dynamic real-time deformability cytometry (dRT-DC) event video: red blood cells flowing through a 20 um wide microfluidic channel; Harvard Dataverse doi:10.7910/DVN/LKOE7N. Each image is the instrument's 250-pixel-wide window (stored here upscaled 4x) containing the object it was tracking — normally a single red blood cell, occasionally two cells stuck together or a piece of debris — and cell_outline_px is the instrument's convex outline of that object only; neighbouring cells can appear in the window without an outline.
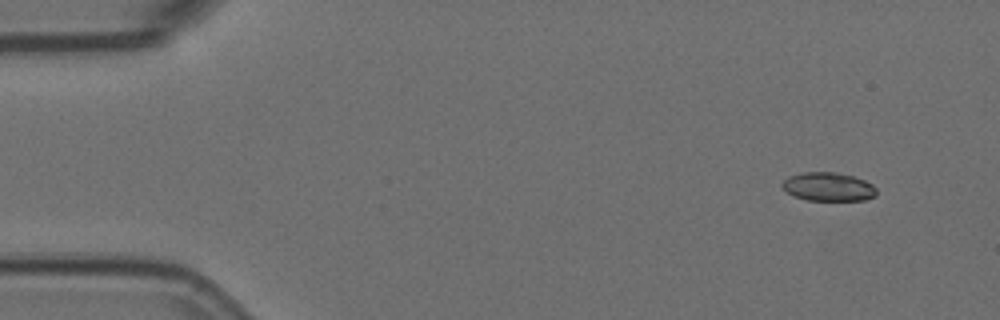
{"species": "Egyptian fruit bat (a non-hibernating species)", "species_latin": "Rousettus aegyptiacus", "temperature_condition": "room temperature", "stored_images_in_passage": 5, "camera_frame_rate_fps": 3000, "um_per_image_px": 0.085, "animal": {"sex": "female"}, "frame": {"image": 1, "passage_image": 1, "time_ms": 0.0, "image_size_px": [1000, 320], "cell_outline_px": [[876, 196], [868, 200], [808, 200], [792, 196], [780, 184], [788, 176], [804, 172], [836, 172], [852, 176], [864, 180], [872, 184], [876, 188]], "centroid_in_image_um": [70.41, 15.88], "position_along_channel_um": 14.6, "area_um2": 15.78}}
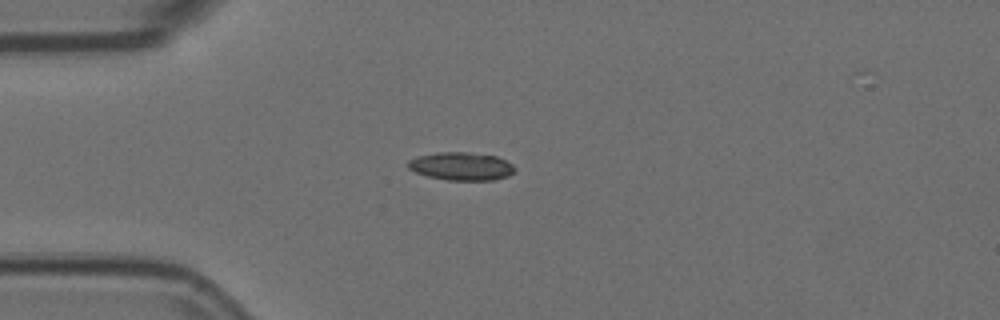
{"frame": {"image": 2, "passage_image": 3, "time_ms": 0.667, "image_size_px": [1000, 320], "cell_outline_px": [[516, 168], [508, 176], [492, 180], [448, 180], [428, 176], [416, 172], [408, 168], [408, 160], [416, 156], [440, 152], [468, 152], [496, 156], [512, 164]], "centroid_in_image_um": [39.2, 14.13], "position_along_channel_um": 45.8, "area_um2": 17.34}}